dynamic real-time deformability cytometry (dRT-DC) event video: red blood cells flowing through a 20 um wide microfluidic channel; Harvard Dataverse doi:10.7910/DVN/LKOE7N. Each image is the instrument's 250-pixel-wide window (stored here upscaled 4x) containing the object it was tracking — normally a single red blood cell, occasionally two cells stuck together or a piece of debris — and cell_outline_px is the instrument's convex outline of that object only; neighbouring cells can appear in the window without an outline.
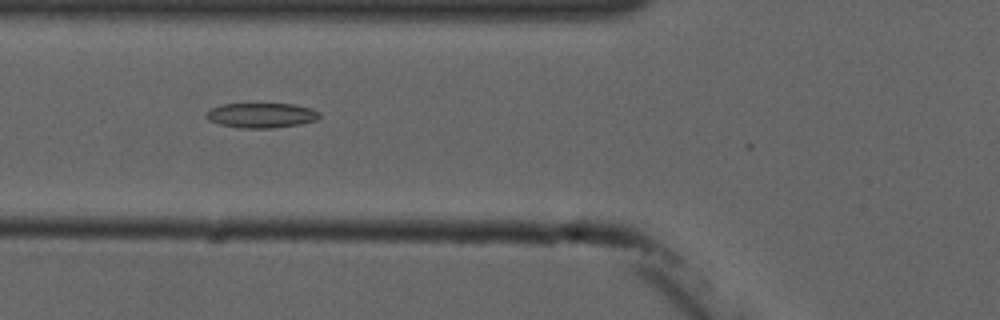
{"species": "common noctule bat (a hibernating species)", "species_latin": "Nyctalus noctula", "temperature_condition": "cold", "stored_images_in_passage": 9, "camera_frame_rate_fps": 3000, "um_per_image_px": 0.085, "animal": {"sex": "male", "forearm_length_mm": 52.5}, "frame": {"image": 1, "passage_image": 6, "time_ms": 5.667, "image_size_px": [1000, 320], "cell_outline_px": [[320, 116], [316, 120], [300, 124], [272, 128], [240, 128], [220, 124], [208, 120], [208, 112], [212, 108], [224, 104], [292, 104], [312, 108], [320, 112]], "centroid_in_image_um": [22.27, 9.8], "position_along_channel_um": 103.5, "area_um2": 16.24}}
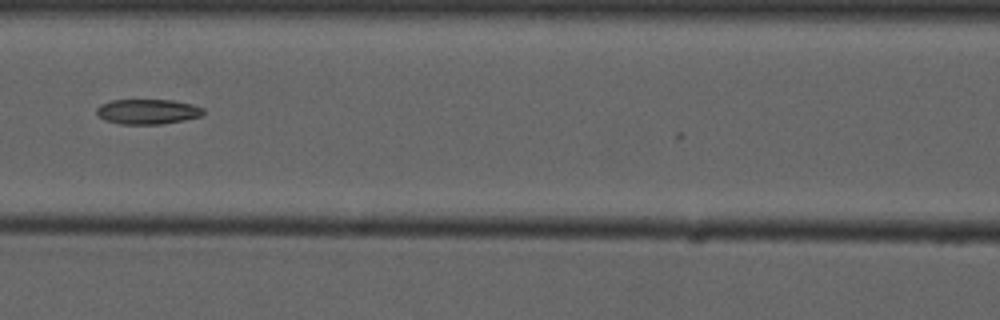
{"frame": {"image": 2, "passage_image": 7, "time_ms": 7.0, "image_size_px": [1000, 320], "cell_outline_px": [[204, 112], [200, 116], [184, 120], [160, 124], [120, 124], [104, 120], [96, 112], [96, 108], [100, 104], [112, 100], [172, 100], [192, 104], [204, 108]], "centroid_in_image_um": [12.53, 9.48], "position_along_channel_um": 154.1, "area_um2": 15.55}}
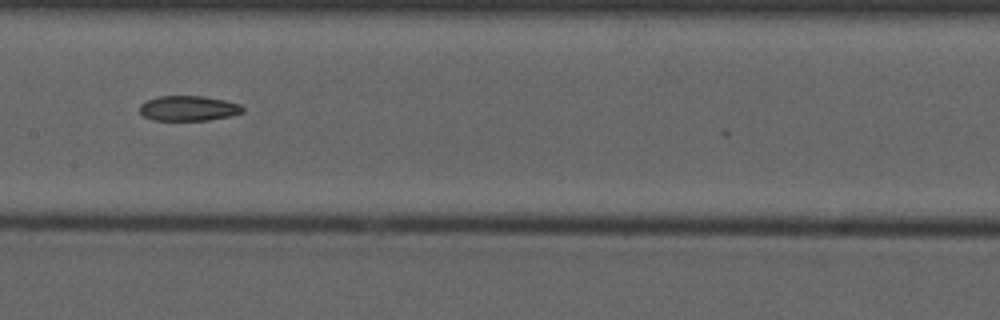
{"frame": {"image": 3, "passage_image": 8, "time_ms": 8.0, "image_size_px": [1000, 320], "cell_outline_px": [[244, 112], [228, 116], [208, 120], [152, 120], [144, 116], [140, 112], [140, 104], [144, 100], [160, 96], [204, 96], [224, 100], [240, 104], [244, 108]], "centroid_in_image_um": [16.0, 9.2], "position_along_channel_um": 191.4, "area_um2": 15.09}}